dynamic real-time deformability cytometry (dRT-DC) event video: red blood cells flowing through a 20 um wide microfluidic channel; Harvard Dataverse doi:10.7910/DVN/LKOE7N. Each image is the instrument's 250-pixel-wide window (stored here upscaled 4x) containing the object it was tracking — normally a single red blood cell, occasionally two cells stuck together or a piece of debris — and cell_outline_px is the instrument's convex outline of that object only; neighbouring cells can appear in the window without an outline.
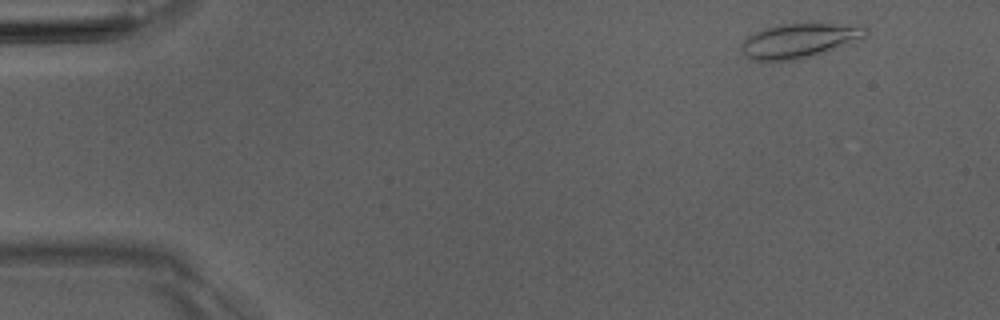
{"species": "Egyptian fruit bat (a non-hibernating species)", "species_latin": "Rousettus aegyptiacus", "temperature_condition": "room temperature", "stored_images_in_passage": 3, "camera_frame_rate_fps": 3000, "um_per_image_px": 0.085, "animal": {"sex": "male"}, "frame": {"image": 1, "passage_image": 1, "time_ms": 0.0, "image_size_px": [1000, 320], "cell_outline_px": [[868, 36], [824, 52], [812, 56], [792, 60], [748, 60], [744, 56], [740, 48], [740, 44], [748, 36], [764, 28], [776, 24], [796, 20], [860, 24], [868, 28]], "centroid_in_image_um": [67.97, 3.37], "position_along_channel_um": 17.0, "area_um2": 26.18}}